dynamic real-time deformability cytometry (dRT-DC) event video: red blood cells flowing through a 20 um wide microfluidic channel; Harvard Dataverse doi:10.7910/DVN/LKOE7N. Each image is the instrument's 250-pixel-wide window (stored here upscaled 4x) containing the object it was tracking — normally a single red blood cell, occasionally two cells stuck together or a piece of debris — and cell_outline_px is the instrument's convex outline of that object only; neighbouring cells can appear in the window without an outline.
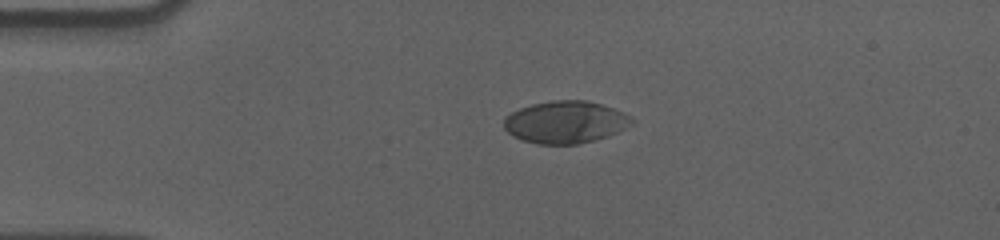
{"species": "human", "species_latin": "Homo sapiens", "temperature_condition": "cold", "stored_images_in_passage": 45, "camera_frame_rate_fps": 3000, "um_per_image_px": 0.085, "donor": {"sex": "male"}, "frame": {"image": 1, "passage_image": 1, "time_ms": 0.0, "image_size_px": [1000, 240], "cell_outline_px": [[636, 120], [632, 124], [608, 136], [576, 144], [536, 144], [512, 136], [504, 128], [504, 120], [512, 112], [520, 108], [532, 104], [552, 100], [584, 100], [600, 104], [624, 112], [632, 116]], "centroid_in_image_um": [48.07, 10.38], "position_along_channel_um": 36.9, "area_um2": 31.33}}
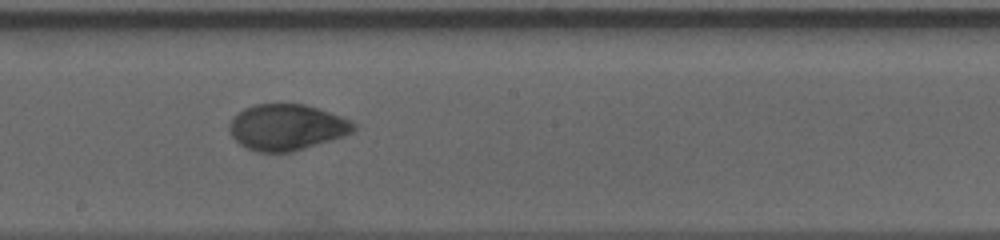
{"frame": {"image": 2, "passage_image": 20, "time_ms": 6.333, "image_size_px": [1000, 240], "cell_outline_px": [[356, 128], [352, 132], [344, 136], [292, 152], [260, 152], [248, 148], [240, 144], [232, 136], [228, 128], [228, 124], [232, 116], [236, 112], [244, 108], [256, 104], [304, 104], [340, 116], [356, 124]], "centroid_in_image_um": [24.33, 10.81], "position_along_channel_um": 223.9, "area_um2": 33.23}}
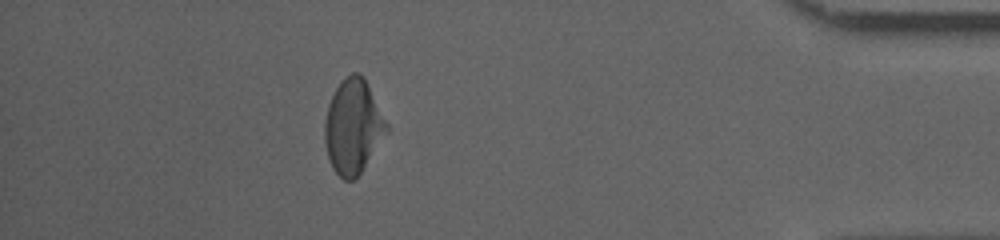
{"frame": {"image": 3, "passage_image": 39, "time_ms": 12.667, "image_size_px": [1000, 240], "cell_outline_px": [[388, 132], [360, 172], [352, 180], [344, 180], [332, 168], [324, 144], [324, 120], [328, 104], [336, 88], [352, 72], [356, 72], [364, 76], [388, 124]], "centroid_in_image_um": [30.0, 10.75], "position_along_channel_um": 405.2, "area_um2": 33.7}, "authors_computed_cell_mechanics": {"area_um2": 33.3506, "velocity_mm_per_s": 3.57, "shape_relaxation_time_tau1_ms": 4.2246, "shape_relaxation_time_tau2_ms": 1.4738, "deformation_change_tau1": 0.14, "deformation_change_tau2": 0.0411}}